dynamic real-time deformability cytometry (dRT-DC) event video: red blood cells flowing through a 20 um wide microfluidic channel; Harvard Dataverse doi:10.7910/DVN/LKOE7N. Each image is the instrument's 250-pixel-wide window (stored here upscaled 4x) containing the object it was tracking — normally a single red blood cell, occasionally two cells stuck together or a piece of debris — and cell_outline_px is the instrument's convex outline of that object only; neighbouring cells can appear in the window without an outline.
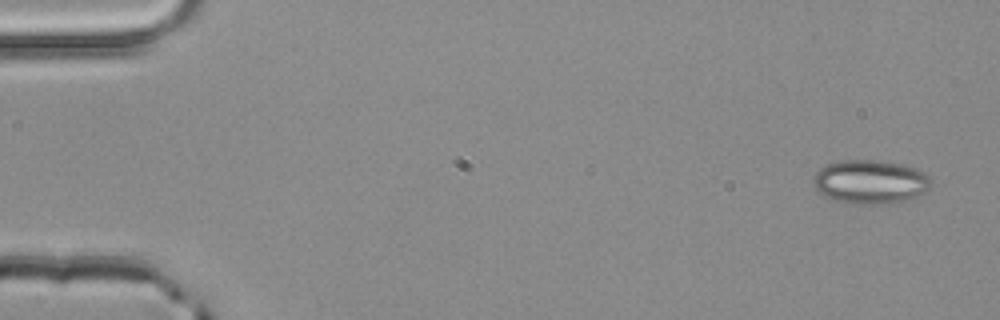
{"species": "common noctule bat (a hibernating species)", "species_latin": "Nyctalus noctula", "temperature_condition": "room temperature", "stored_images_in_passage": 50, "camera_frame_rate_fps": 3000, "um_per_image_px": 0.085, "animal": {"sex": "male", "body_mass_g": 20.4}, "frame": {"image": 1, "passage_image": 1, "time_ms": 0.0, "image_size_px": [1000, 320], "cell_outline_px": [[932, 180], [928, 188], [924, 192], [912, 200], [888, 204], [860, 204], [836, 200], [824, 196], [812, 184], [812, 176], [820, 168], [828, 164], [840, 160], [880, 160], [900, 164], [916, 168], [924, 172]], "centroid_in_image_um": [73.98, 15.46], "position_along_channel_um": 11.0, "area_um2": 30.35}}
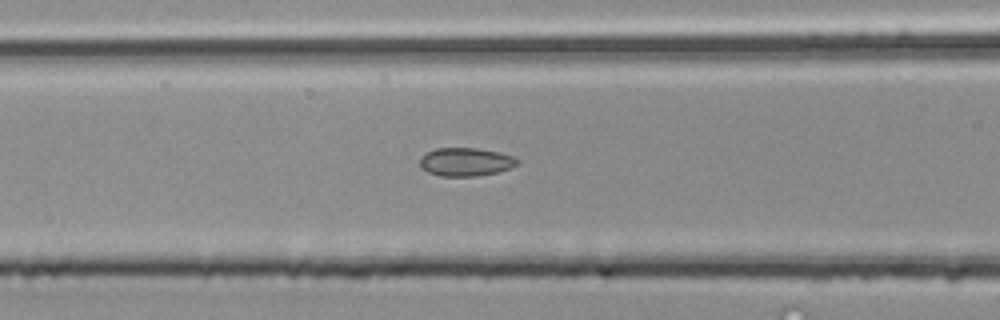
{"frame": {"image": 2, "passage_image": 20, "time_ms": 6.333, "image_size_px": [1000, 320], "cell_outline_px": [[520, 164], [512, 168], [496, 172], [476, 176], [440, 176], [428, 172], [420, 168], [420, 160], [428, 152], [436, 148], [476, 148], [500, 152], [512, 156], [520, 160]], "centroid_in_image_um": [39.63, 13.76], "position_along_channel_um": 127.0, "area_um2": 16.13}}
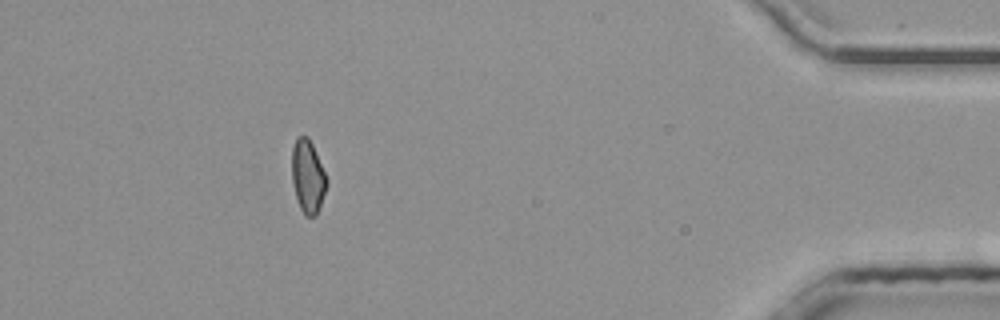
{"frame": {"image": 3, "passage_image": 45, "time_ms": 14.667, "image_size_px": [1000, 320], "cell_outline_px": [[328, 184], [316, 216], [304, 216], [300, 208], [292, 184], [292, 148], [296, 136], [308, 136], [312, 144], [328, 180]], "centroid_in_image_um": [26.15, 15.0], "position_along_channel_um": 409.0, "area_um2": 14.85}, "authors_computed_cell_mechanics": {"area_um2": 15.6927, "velocity_mm_per_s": 4.076, "shape_relaxation_time_tau1_ms": null, "shape_relaxation_time_tau2_ms": 1.5422, "deformation_change_tau1": null, "deformation_change_tau2": 0.0609}}